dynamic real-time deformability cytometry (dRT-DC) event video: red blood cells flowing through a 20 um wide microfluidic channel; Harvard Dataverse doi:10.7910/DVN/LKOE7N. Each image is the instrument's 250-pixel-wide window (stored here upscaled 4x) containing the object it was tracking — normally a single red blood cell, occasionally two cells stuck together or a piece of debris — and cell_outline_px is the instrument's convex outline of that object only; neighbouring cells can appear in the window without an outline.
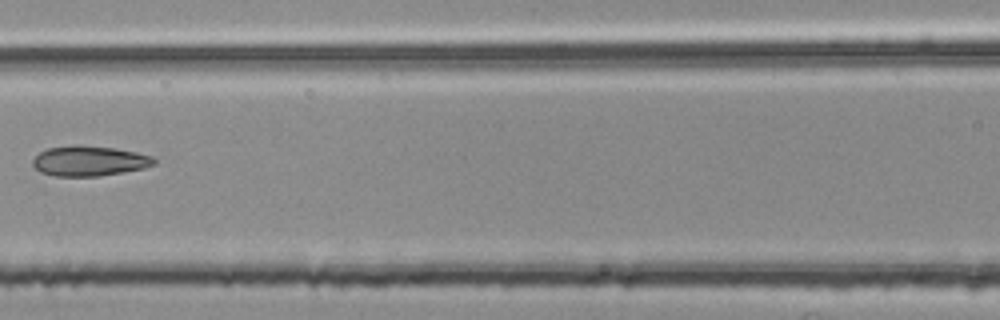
{"species": "common noctule bat (a hibernating species)", "species_latin": "Nyctalus noctula", "temperature_condition": "room temperature", "stored_images_in_passage": 6, "segment_of_instrument_passage": [2, 2], "camera_frame_rate_fps": 3000, "um_per_image_px": 0.085, "animal": {"sex": "female", "body_mass_g": 25.1}, "frame": {"image": 1, "passage_image": 6, "time_ms": 1.667, "image_size_px": [1000, 320], "cell_outline_px": [[156, 164], [144, 168], [124, 172], [100, 176], [52, 176], [40, 172], [32, 164], [32, 160], [40, 152], [48, 148], [72, 144], [76, 144], [116, 148], [136, 152], [152, 156], [156, 160]], "centroid_in_image_um": [7.59, 13.67], "position_along_channel_um": 159.0, "area_um2": 21.56}}